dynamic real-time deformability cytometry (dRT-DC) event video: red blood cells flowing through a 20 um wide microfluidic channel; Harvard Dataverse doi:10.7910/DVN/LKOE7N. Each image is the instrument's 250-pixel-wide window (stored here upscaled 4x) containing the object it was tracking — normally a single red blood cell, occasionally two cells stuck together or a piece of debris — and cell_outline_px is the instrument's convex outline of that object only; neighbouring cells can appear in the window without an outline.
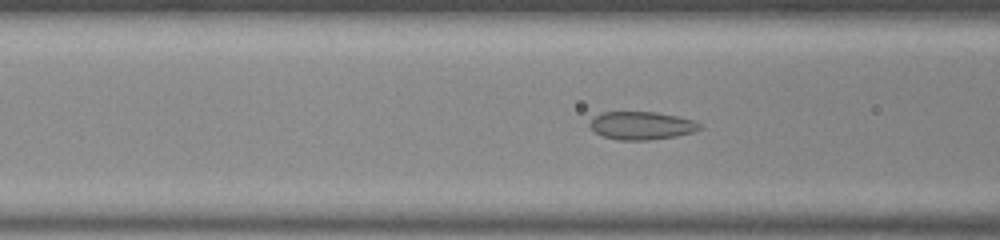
{"species": "common noctule bat (a hibernating species)", "species_latin": "Nyctalus noctula", "temperature_condition": "room temperature", "stored_images_in_passage": 8, "camera_frame_rate_fps": 3000, "um_per_image_px": 0.085, "animal": {"sex": "male", "body_mass_g": 20.0, "forearm_length_mm": 53.3}, "frame": {"image": 1, "passage_image": 6, "time_ms": 1.667, "image_size_px": [1000, 240], "cell_outline_px": [[700, 128], [692, 132], [676, 136], [652, 140], [616, 140], [600, 136], [588, 124], [600, 112], [656, 112], [696, 120], [700, 124]], "centroid_in_image_um": [54.52, 10.68], "position_along_channel_um": 112.1, "area_um2": 17.98}}